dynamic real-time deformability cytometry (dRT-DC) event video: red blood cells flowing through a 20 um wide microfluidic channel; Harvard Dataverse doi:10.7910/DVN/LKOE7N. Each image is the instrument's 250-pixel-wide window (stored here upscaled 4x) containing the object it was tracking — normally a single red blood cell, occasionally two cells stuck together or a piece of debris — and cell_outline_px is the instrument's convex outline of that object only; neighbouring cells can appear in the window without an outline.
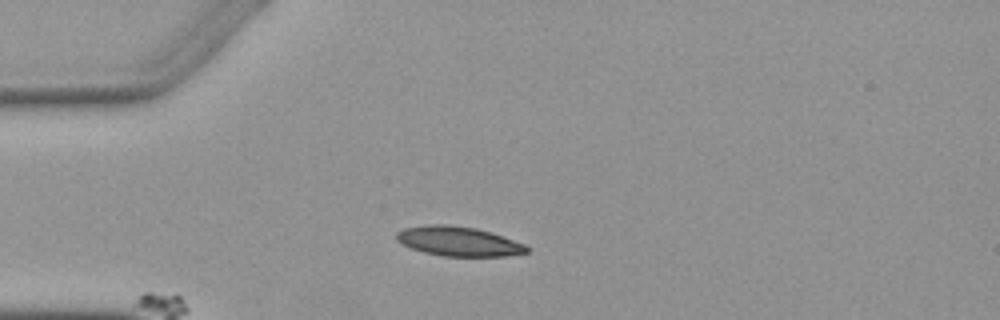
{"species": "Egyptian fruit bat (a non-hibernating species)", "species_latin": "Rousettus aegyptiacus", "temperature_condition": "warm", "stored_images_in_passage": 4, "camera_frame_rate_fps": 3000, "um_per_image_px": 0.085, "animal": {"sex": "female"}, "frame": {"image": 1, "passage_image": 2, "time_ms": 1.0, "image_size_px": [1000, 320], "cell_outline_px": [[528, 252], [504, 256], [444, 256], [424, 252], [412, 248], [396, 240], [396, 232], [404, 228], [428, 224], [448, 224], [476, 228], [524, 244], [528, 248]], "centroid_in_image_um": [38.92, 20.5], "position_along_channel_um": 46.1, "area_um2": 22.08}}
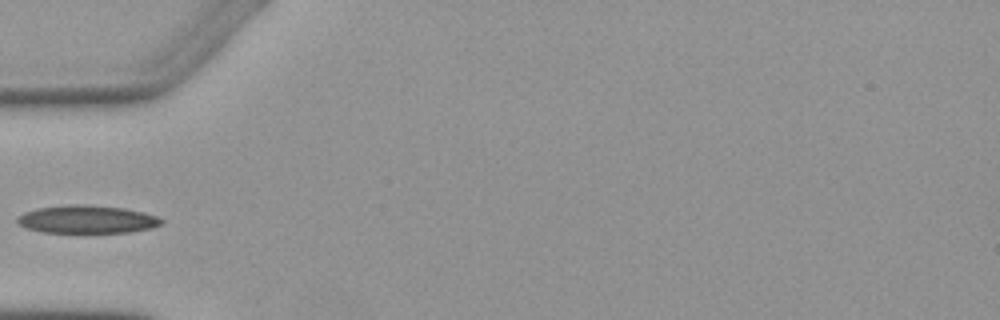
{"frame": {"image": 2, "passage_image": 3, "time_ms": 2.333, "image_size_px": [1000, 320], "cell_outline_px": [[164, 224], [152, 228], [128, 232], [44, 232], [24, 228], [16, 224], [16, 216], [24, 212], [36, 208], [68, 204], [84, 204], [124, 208], [144, 212], [156, 216], [164, 220]], "centroid_in_image_um": [7.36, 18.63], "position_along_channel_um": 77.6, "area_um2": 23.76}}